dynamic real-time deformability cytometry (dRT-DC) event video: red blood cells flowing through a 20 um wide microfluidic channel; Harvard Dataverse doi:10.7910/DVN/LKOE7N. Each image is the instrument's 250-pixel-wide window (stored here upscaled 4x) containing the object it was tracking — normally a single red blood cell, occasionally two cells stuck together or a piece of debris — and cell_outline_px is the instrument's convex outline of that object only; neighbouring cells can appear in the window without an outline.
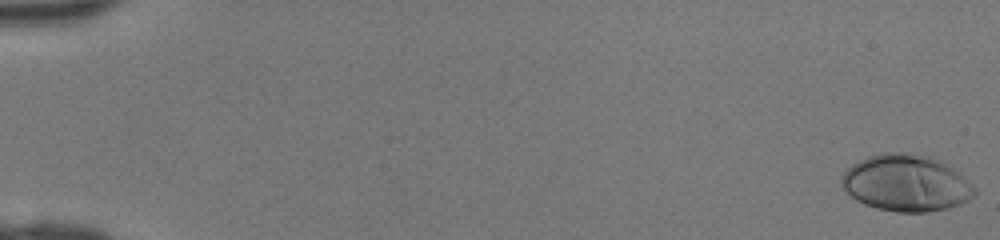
{"species": "human", "species_latin": "Homo sapiens", "temperature_condition": "room temperature", "stored_images_in_passage": 47, "camera_frame_rate_fps": 3000, "um_per_image_px": 0.085, "donor": {"sex": "female"}, "frame": {"image": 1, "passage_image": 1, "time_ms": 0.0, "image_size_px": [1000, 240], "cell_outline_px": [[976, 196], [960, 204], [948, 208], [928, 212], [896, 212], [876, 208], [864, 204], [856, 200], [840, 184], [840, 180], [844, 172], [852, 164], [868, 156], [884, 152], [900, 152], [932, 156], [968, 180], [976, 188]], "centroid_in_image_um": [77.02, 15.57], "position_along_channel_um": 8.0, "area_um2": 43.81}}
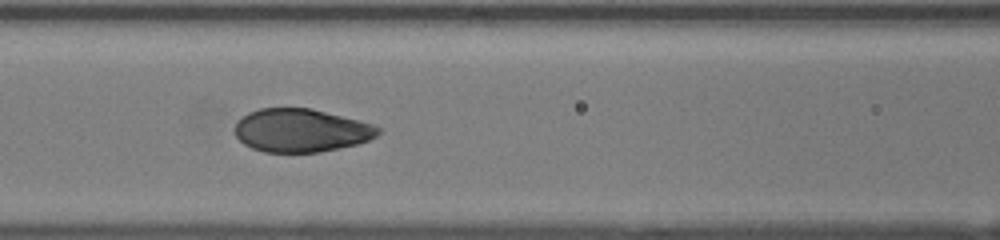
{"frame": {"image": 2, "passage_image": 22, "time_ms": 7.0, "image_size_px": [1000, 240], "cell_outline_px": [[380, 132], [376, 136], [368, 140], [356, 144], [320, 152], [264, 152], [252, 148], [244, 144], [236, 136], [236, 120], [240, 116], [248, 112], [260, 108], [312, 108], [360, 120], [372, 124], [380, 128]], "centroid_in_image_um": [25.57, 11.07], "position_along_channel_um": 141.0, "area_um2": 36.18}}
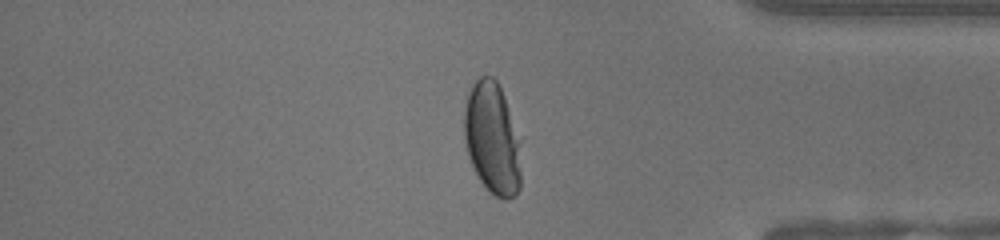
{"frame": {"image": 3, "passage_image": 40, "time_ms": 13.0, "image_size_px": [1000, 240], "cell_outline_px": [[524, 136], [520, 188], [516, 196], [508, 200], [504, 200], [496, 196], [480, 180], [468, 156], [464, 140], [464, 108], [468, 92], [472, 84], [480, 76], [492, 76], [496, 80]], "centroid_in_image_um": [41.93, 11.76], "position_along_channel_um": 393.3, "area_um2": 38.73}}